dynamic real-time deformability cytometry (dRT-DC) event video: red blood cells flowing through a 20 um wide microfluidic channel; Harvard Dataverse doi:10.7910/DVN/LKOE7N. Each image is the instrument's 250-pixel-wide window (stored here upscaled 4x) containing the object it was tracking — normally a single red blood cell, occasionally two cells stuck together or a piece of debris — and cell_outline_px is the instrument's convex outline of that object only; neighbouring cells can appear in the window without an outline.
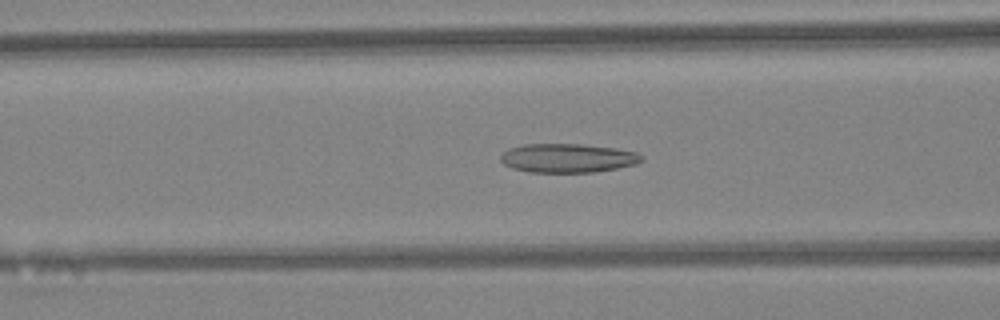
{"species": "Egyptian fruit bat (a non-hibernating species)", "species_latin": "Rousettus aegyptiacus", "temperature_condition": "warm", "stored_images_in_passage": 39, "camera_frame_rate_fps": 3000, "um_per_image_px": 0.085, "animal": {"sex": "female"}, "frame": {"image": 1, "passage_image": 18, "time_ms": 5.667, "image_size_px": [1000, 320], "cell_outline_px": [[644, 160], [636, 164], [596, 172], [528, 172], [512, 168], [504, 164], [500, 160], [500, 156], [508, 148], [524, 144], [580, 144], [616, 148], [636, 152], [644, 156]], "centroid_in_image_um": [48.26, 13.43], "position_along_channel_um": 118.3, "area_um2": 23.87}}
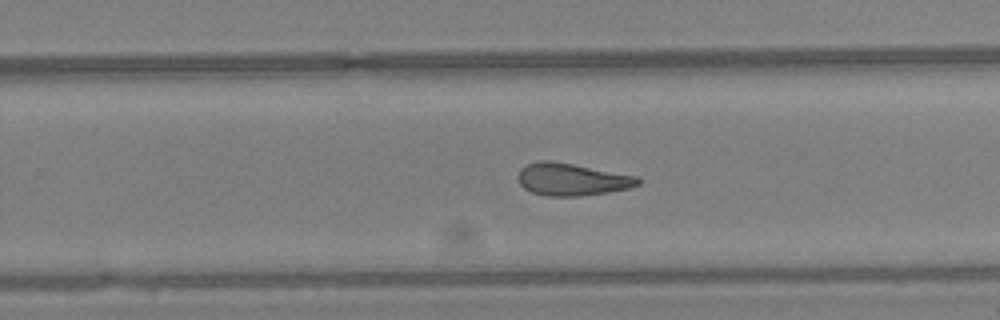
{"frame": {"image": 2, "passage_image": 29, "time_ms": 9.333, "image_size_px": [1000, 320], "cell_outline_px": [[640, 184], [628, 188], [608, 192], [580, 196], [548, 196], [532, 192], [524, 188], [520, 184], [516, 176], [520, 168], [528, 164], [540, 160], [548, 160], [572, 164], [640, 176]], "centroid_in_image_um": [48.6, 15.25], "position_along_channel_um": 281.2, "area_um2": 22.66}}
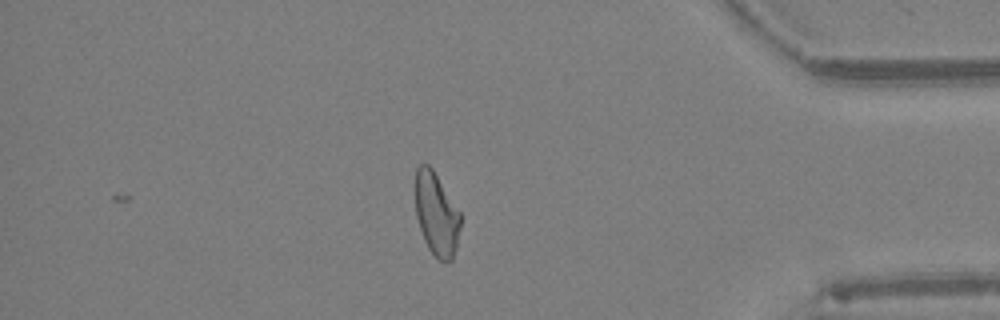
{"frame": {"image": 3, "passage_image": 39, "time_ms": 12.667, "image_size_px": [1000, 320], "cell_outline_px": [[460, 228], [456, 248], [452, 260], [440, 260], [428, 248], [424, 240], [416, 216], [412, 184], [416, 168], [420, 164], [428, 164], [432, 168], [460, 212]], "centroid_in_image_um": [37.04, 18.13], "position_along_channel_um": 398.2, "area_um2": 22.2}, "authors_computed_cell_mechanics": {"area_um2": 23.6402, "velocity_mm_per_s": 4.471, "shape_relaxation_time_tau1_ms": null, "shape_relaxation_time_tau2_ms": 4.6011, "deformation_change_tau1": null, "deformation_change_tau2": 0.1571}}